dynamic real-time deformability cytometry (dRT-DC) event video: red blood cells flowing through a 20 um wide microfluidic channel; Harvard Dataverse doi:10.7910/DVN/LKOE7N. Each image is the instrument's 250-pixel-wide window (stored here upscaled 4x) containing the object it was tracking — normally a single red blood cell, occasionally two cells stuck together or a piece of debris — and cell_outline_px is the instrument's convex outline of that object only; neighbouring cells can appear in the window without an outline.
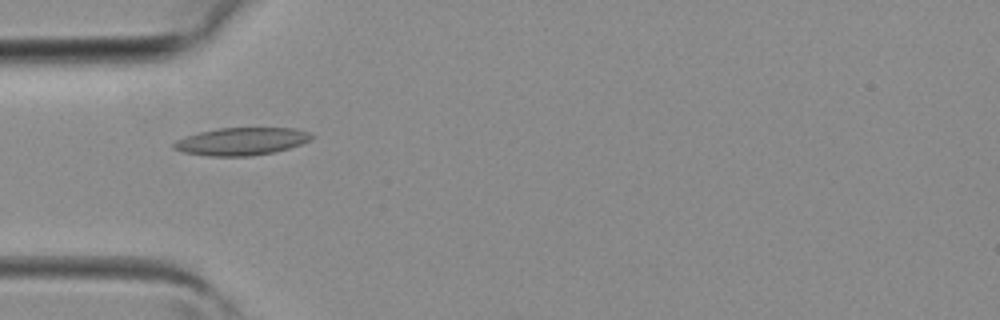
{"species": "common noctule bat (a hibernating species)", "species_latin": "Nyctalus noctula", "temperature_condition": "room temperature", "stored_images_in_passage": 2, "camera_frame_rate_fps": 3000, "um_per_image_px": 0.085, "animal": {"sex": "female", "body_mass_g": 19.3, "forearm_length_mm": 54.1}, "frame": {"image": 1, "passage_image": 1, "time_ms": 0.0, "image_size_px": [1000, 320], "cell_outline_px": [[316, 136], [300, 144], [288, 148], [272, 152], [252, 156], [208, 156], [184, 152], [172, 148], [172, 144], [176, 140], [200, 132], [220, 128], [296, 128], [312, 132]], "centroid_in_image_um": [20.55, 12.01], "position_along_channel_um": 64.5, "area_um2": 22.08}}